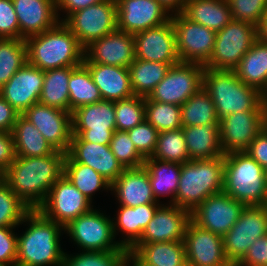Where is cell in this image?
<instances>
[{
    "mask_svg": "<svg viewBox=\"0 0 267 266\" xmlns=\"http://www.w3.org/2000/svg\"><path fill=\"white\" fill-rule=\"evenodd\" d=\"M65 156L66 153L56 150L42 157L16 156L1 179L31 210H37L64 174Z\"/></svg>",
    "mask_w": 267,
    "mask_h": 266,
    "instance_id": "1",
    "label": "cell"
},
{
    "mask_svg": "<svg viewBox=\"0 0 267 266\" xmlns=\"http://www.w3.org/2000/svg\"><path fill=\"white\" fill-rule=\"evenodd\" d=\"M24 222L28 228L17 236L16 266H60L65 253L60 244L64 228L38 210H31L20 224Z\"/></svg>",
    "mask_w": 267,
    "mask_h": 266,
    "instance_id": "2",
    "label": "cell"
},
{
    "mask_svg": "<svg viewBox=\"0 0 267 266\" xmlns=\"http://www.w3.org/2000/svg\"><path fill=\"white\" fill-rule=\"evenodd\" d=\"M25 42L28 63L42 71L77 67L84 61V47L63 22L43 33L27 37Z\"/></svg>",
    "mask_w": 267,
    "mask_h": 266,
    "instance_id": "3",
    "label": "cell"
},
{
    "mask_svg": "<svg viewBox=\"0 0 267 266\" xmlns=\"http://www.w3.org/2000/svg\"><path fill=\"white\" fill-rule=\"evenodd\" d=\"M203 88L210 95L217 118L250 110H267L264 95L242 82L234 71L204 68Z\"/></svg>",
    "mask_w": 267,
    "mask_h": 266,
    "instance_id": "4",
    "label": "cell"
},
{
    "mask_svg": "<svg viewBox=\"0 0 267 266\" xmlns=\"http://www.w3.org/2000/svg\"><path fill=\"white\" fill-rule=\"evenodd\" d=\"M224 156L190 160L181 165L174 205L193 211L209 196L223 192Z\"/></svg>",
    "mask_w": 267,
    "mask_h": 266,
    "instance_id": "5",
    "label": "cell"
},
{
    "mask_svg": "<svg viewBox=\"0 0 267 266\" xmlns=\"http://www.w3.org/2000/svg\"><path fill=\"white\" fill-rule=\"evenodd\" d=\"M223 192L246 206L267 205L266 170L244 151L224 154Z\"/></svg>",
    "mask_w": 267,
    "mask_h": 266,
    "instance_id": "6",
    "label": "cell"
},
{
    "mask_svg": "<svg viewBox=\"0 0 267 266\" xmlns=\"http://www.w3.org/2000/svg\"><path fill=\"white\" fill-rule=\"evenodd\" d=\"M256 40L255 25L232 19L216 32L214 49L204 68L233 71Z\"/></svg>",
    "mask_w": 267,
    "mask_h": 266,
    "instance_id": "7",
    "label": "cell"
},
{
    "mask_svg": "<svg viewBox=\"0 0 267 266\" xmlns=\"http://www.w3.org/2000/svg\"><path fill=\"white\" fill-rule=\"evenodd\" d=\"M116 131L114 101L101 100L72 111L71 142L109 145Z\"/></svg>",
    "mask_w": 267,
    "mask_h": 266,
    "instance_id": "8",
    "label": "cell"
},
{
    "mask_svg": "<svg viewBox=\"0 0 267 266\" xmlns=\"http://www.w3.org/2000/svg\"><path fill=\"white\" fill-rule=\"evenodd\" d=\"M113 219L104 213L91 209L71 221L64 232L82 251H116L122 246L115 240Z\"/></svg>",
    "mask_w": 267,
    "mask_h": 266,
    "instance_id": "9",
    "label": "cell"
},
{
    "mask_svg": "<svg viewBox=\"0 0 267 266\" xmlns=\"http://www.w3.org/2000/svg\"><path fill=\"white\" fill-rule=\"evenodd\" d=\"M85 48L117 30L116 0H104L72 13L63 22Z\"/></svg>",
    "mask_w": 267,
    "mask_h": 266,
    "instance_id": "10",
    "label": "cell"
},
{
    "mask_svg": "<svg viewBox=\"0 0 267 266\" xmlns=\"http://www.w3.org/2000/svg\"><path fill=\"white\" fill-rule=\"evenodd\" d=\"M203 73L201 64L179 62L172 65L148 98L181 106L203 87Z\"/></svg>",
    "mask_w": 267,
    "mask_h": 266,
    "instance_id": "11",
    "label": "cell"
},
{
    "mask_svg": "<svg viewBox=\"0 0 267 266\" xmlns=\"http://www.w3.org/2000/svg\"><path fill=\"white\" fill-rule=\"evenodd\" d=\"M267 234V205L246 206L237 222L223 236L225 255L235 266L258 238Z\"/></svg>",
    "mask_w": 267,
    "mask_h": 266,
    "instance_id": "12",
    "label": "cell"
},
{
    "mask_svg": "<svg viewBox=\"0 0 267 266\" xmlns=\"http://www.w3.org/2000/svg\"><path fill=\"white\" fill-rule=\"evenodd\" d=\"M171 22L176 34V51L180 62L205 65L213 52L216 32L186 18L173 14Z\"/></svg>",
    "mask_w": 267,
    "mask_h": 266,
    "instance_id": "13",
    "label": "cell"
},
{
    "mask_svg": "<svg viewBox=\"0 0 267 266\" xmlns=\"http://www.w3.org/2000/svg\"><path fill=\"white\" fill-rule=\"evenodd\" d=\"M63 174L48 192L37 209L44 217L63 228L80 215L89 212L93 205Z\"/></svg>",
    "mask_w": 267,
    "mask_h": 266,
    "instance_id": "14",
    "label": "cell"
},
{
    "mask_svg": "<svg viewBox=\"0 0 267 266\" xmlns=\"http://www.w3.org/2000/svg\"><path fill=\"white\" fill-rule=\"evenodd\" d=\"M267 125V110L229 114L219 120L220 142L224 154L243 152Z\"/></svg>",
    "mask_w": 267,
    "mask_h": 266,
    "instance_id": "15",
    "label": "cell"
},
{
    "mask_svg": "<svg viewBox=\"0 0 267 266\" xmlns=\"http://www.w3.org/2000/svg\"><path fill=\"white\" fill-rule=\"evenodd\" d=\"M22 115L56 151H69L72 139V113L38 102Z\"/></svg>",
    "mask_w": 267,
    "mask_h": 266,
    "instance_id": "16",
    "label": "cell"
},
{
    "mask_svg": "<svg viewBox=\"0 0 267 266\" xmlns=\"http://www.w3.org/2000/svg\"><path fill=\"white\" fill-rule=\"evenodd\" d=\"M246 205L221 192L206 198L193 211L191 220L223 237L237 222Z\"/></svg>",
    "mask_w": 267,
    "mask_h": 266,
    "instance_id": "17",
    "label": "cell"
},
{
    "mask_svg": "<svg viewBox=\"0 0 267 266\" xmlns=\"http://www.w3.org/2000/svg\"><path fill=\"white\" fill-rule=\"evenodd\" d=\"M117 28L136 34L171 20V14L157 0H116Z\"/></svg>",
    "mask_w": 267,
    "mask_h": 266,
    "instance_id": "18",
    "label": "cell"
},
{
    "mask_svg": "<svg viewBox=\"0 0 267 266\" xmlns=\"http://www.w3.org/2000/svg\"><path fill=\"white\" fill-rule=\"evenodd\" d=\"M184 244L192 266H233L225 255L223 237L189 221Z\"/></svg>",
    "mask_w": 267,
    "mask_h": 266,
    "instance_id": "19",
    "label": "cell"
},
{
    "mask_svg": "<svg viewBox=\"0 0 267 266\" xmlns=\"http://www.w3.org/2000/svg\"><path fill=\"white\" fill-rule=\"evenodd\" d=\"M136 58L134 35L115 30L84 48V61L128 68Z\"/></svg>",
    "mask_w": 267,
    "mask_h": 266,
    "instance_id": "20",
    "label": "cell"
},
{
    "mask_svg": "<svg viewBox=\"0 0 267 266\" xmlns=\"http://www.w3.org/2000/svg\"><path fill=\"white\" fill-rule=\"evenodd\" d=\"M136 58L175 65L180 62L176 51V34L170 21L134 34Z\"/></svg>",
    "mask_w": 267,
    "mask_h": 266,
    "instance_id": "21",
    "label": "cell"
},
{
    "mask_svg": "<svg viewBox=\"0 0 267 266\" xmlns=\"http://www.w3.org/2000/svg\"><path fill=\"white\" fill-rule=\"evenodd\" d=\"M167 205V206H166ZM160 204L136 243L184 241L191 212L174 204Z\"/></svg>",
    "mask_w": 267,
    "mask_h": 266,
    "instance_id": "22",
    "label": "cell"
},
{
    "mask_svg": "<svg viewBox=\"0 0 267 266\" xmlns=\"http://www.w3.org/2000/svg\"><path fill=\"white\" fill-rule=\"evenodd\" d=\"M44 82V71L28 62L0 88V95L22 115L39 102Z\"/></svg>",
    "mask_w": 267,
    "mask_h": 266,
    "instance_id": "23",
    "label": "cell"
},
{
    "mask_svg": "<svg viewBox=\"0 0 267 266\" xmlns=\"http://www.w3.org/2000/svg\"><path fill=\"white\" fill-rule=\"evenodd\" d=\"M18 18L20 39L43 33L60 22L56 0H12Z\"/></svg>",
    "mask_w": 267,
    "mask_h": 266,
    "instance_id": "24",
    "label": "cell"
},
{
    "mask_svg": "<svg viewBox=\"0 0 267 266\" xmlns=\"http://www.w3.org/2000/svg\"><path fill=\"white\" fill-rule=\"evenodd\" d=\"M67 154L77 163L89 166L112 184L125 168L109 145L91 142H70Z\"/></svg>",
    "mask_w": 267,
    "mask_h": 266,
    "instance_id": "25",
    "label": "cell"
},
{
    "mask_svg": "<svg viewBox=\"0 0 267 266\" xmlns=\"http://www.w3.org/2000/svg\"><path fill=\"white\" fill-rule=\"evenodd\" d=\"M111 191L122 206L160 204L154 197L149 174L144 167L125 169L111 184Z\"/></svg>",
    "mask_w": 267,
    "mask_h": 266,
    "instance_id": "26",
    "label": "cell"
},
{
    "mask_svg": "<svg viewBox=\"0 0 267 266\" xmlns=\"http://www.w3.org/2000/svg\"><path fill=\"white\" fill-rule=\"evenodd\" d=\"M103 100L118 101L134 96L128 68L83 62Z\"/></svg>",
    "mask_w": 267,
    "mask_h": 266,
    "instance_id": "27",
    "label": "cell"
},
{
    "mask_svg": "<svg viewBox=\"0 0 267 266\" xmlns=\"http://www.w3.org/2000/svg\"><path fill=\"white\" fill-rule=\"evenodd\" d=\"M160 204H144L136 207H128L120 205L117 217L113 218L114 235H117L118 230L124 233L126 238L119 241V244L129 250L141 237L143 230L152 220L157 207Z\"/></svg>",
    "mask_w": 267,
    "mask_h": 266,
    "instance_id": "28",
    "label": "cell"
},
{
    "mask_svg": "<svg viewBox=\"0 0 267 266\" xmlns=\"http://www.w3.org/2000/svg\"><path fill=\"white\" fill-rule=\"evenodd\" d=\"M189 160L213 159L224 156L219 124L182 127Z\"/></svg>",
    "mask_w": 267,
    "mask_h": 266,
    "instance_id": "29",
    "label": "cell"
},
{
    "mask_svg": "<svg viewBox=\"0 0 267 266\" xmlns=\"http://www.w3.org/2000/svg\"><path fill=\"white\" fill-rule=\"evenodd\" d=\"M182 14L215 32L233 19L227 0H187Z\"/></svg>",
    "mask_w": 267,
    "mask_h": 266,
    "instance_id": "30",
    "label": "cell"
},
{
    "mask_svg": "<svg viewBox=\"0 0 267 266\" xmlns=\"http://www.w3.org/2000/svg\"><path fill=\"white\" fill-rule=\"evenodd\" d=\"M246 85L267 92V43L257 39L233 70Z\"/></svg>",
    "mask_w": 267,
    "mask_h": 266,
    "instance_id": "31",
    "label": "cell"
},
{
    "mask_svg": "<svg viewBox=\"0 0 267 266\" xmlns=\"http://www.w3.org/2000/svg\"><path fill=\"white\" fill-rule=\"evenodd\" d=\"M129 250L150 266H182L187 262L184 241L135 243Z\"/></svg>",
    "mask_w": 267,
    "mask_h": 266,
    "instance_id": "32",
    "label": "cell"
},
{
    "mask_svg": "<svg viewBox=\"0 0 267 266\" xmlns=\"http://www.w3.org/2000/svg\"><path fill=\"white\" fill-rule=\"evenodd\" d=\"M143 167L149 174L155 199L159 202L160 197L167 195L171 197L169 203L173 204L179 187L181 164L147 158Z\"/></svg>",
    "mask_w": 267,
    "mask_h": 266,
    "instance_id": "33",
    "label": "cell"
},
{
    "mask_svg": "<svg viewBox=\"0 0 267 266\" xmlns=\"http://www.w3.org/2000/svg\"><path fill=\"white\" fill-rule=\"evenodd\" d=\"M11 134L13 136L16 156L42 157L55 151L38 129L23 115L17 117Z\"/></svg>",
    "mask_w": 267,
    "mask_h": 266,
    "instance_id": "34",
    "label": "cell"
},
{
    "mask_svg": "<svg viewBox=\"0 0 267 266\" xmlns=\"http://www.w3.org/2000/svg\"><path fill=\"white\" fill-rule=\"evenodd\" d=\"M170 67V64L135 59L128 67L134 95L148 97Z\"/></svg>",
    "mask_w": 267,
    "mask_h": 266,
    "instance_id": "35",
    "label": "cell"
},
{
    "mask_svg": "<svg viewBox=\"0 0 267 266\" xmlns=\"http://www.w3.org/2000/svg\"><path fill=\"white\" fill-rule=\"evenodd\" d=\"M68 89L70 113L76 108L102 100L89 69L83 63L77 67H71Z\"/></svg>",
    "mask_w": 267,
    "mask_h": 266,
    "instance_id": "36",
    "label": "cell"
},
{
    "mask_svg": "<svg viewBox=\"0 0 267 266\" xmlns=\"http://www.w3.org/2000/svg\"><path fill=\"white\" fill-rule=\"evenodd\" d=\"M71 67L44 71V82L39 102L69 112V89Z\"/></svg>",
    "mask_w": 267,
    "mask_h": 266,
    "instance_id": "37",
    "label": "cell"
},
{
    "mask_svg": "<svg viewBox=\"0 0 267 266\" xmlns=\"http://www.w3.org/2000/svg\"><path fill=\"white\" fill-rule=\"evenodd\" d=\"M64 175L92 202V196L100 189L111 190V184L89 166L75 162L67 153L64 159Z\"/></svg>",
    "mask_w": 267,
    "mask_h": 266,
    "instance_id": "38",
    "label": "cell"
},
{
    "mask_svg": "<svg viewBox=\"0 0 267 266\" xmlns=\"http://www.w3.org/2000/svg\"><path fill=\"white\" fill-rule=\"evenodd\" d=\"M181 121L182 127L219 124L213 101L203 87L181 105Z\"/></svg>",
    "mask_w": 267,
    "mask_h": 266,
    "instance_id": "39",
    "label": "cell"
},
{
    "mask_svg": "<svg viewBox=\"0 0 267 266\" xmlns=\"http://www.w3.org/2000/svg\"><path fill=\"white\" fill-rule=\"evenodd\" d=\"M27 62L25 39L0 38V88Z\"/></svg>",
    "mask_w": 267,
    "mask_h": 266,
    "instance_id": "40",
    "label": "cell"
},
{
    "mask_svg": "<svg viewBox=\"0 0 267 266\" xmlns=\"http://www.w3.org/2000/svg\"><path fill=\"white\" fill-rule=\"evenodd\" d=\"M151 158L181 165L190 161L182 128L160 132Z\"/></svg>",
    "mask_w": 267,
    "mask_h": 266,
    "instance_id": "41",
    "label": "cell"
},
{
    "mask_svg": "<svg viewBox=\"0 0 267 266\" xmlns=\"http://www.w3.org/2000/svg\"><path fill=\"white\" fill-rule=\"evenodd\" d=\"M145 119L160 133L182 128L181 106L145 97Z\"/></svg>",
    "mask_w": 267,
    "mask_h": 266,
    "instance_id": "42",
    "label": "cell"
},
{
    "mask_svg": "<svg viewBox=\"0 0 267 266\" xmlns=\"http://www.w3.org/2000/svg\"><path fill=\"white\" fill-rule=\"evenodd\" d=\"M127 252L123 247L116 251H82L76 255L65 252L60 266H124Z\"/></svg>",
    "mask_w": 267,
    "mask_h": 266,
    "instance_id": "43",
    "label": "cell"
},
{
    "mask_svg": "<svg viewBox=\"0 0 267 266\" xmlns=\"http://www.w3.org/2000/svg\"><path fill=\"white\" fill-rule=\"evenodd\" d=\"M31 209L0 180V227H16Z\"/></svg>",
    "mask_w": 267,
    "mask_h": 266,
    "instance_id": "44",
    "label": "cell"
},
{
    "mask_svg": "<svg viewBox=\"0 0 267 266\" xmlns=\"http://www.w3.org/2000/svg\"><path fill=\"white\" fill-rule=\"evenodd\" d=\"M116 130L128 131L145 120V97L132 96L114 101Z\"/></svg>",
    "mask_w": 267,
    "mask_h": 266,
    "instance_id": "45",
    "label": "cell"
},
{
    "mask_svg": "<svg viewBox=\"0 0 267 266\" xmlns=\"http://www.w3.org/2000/svg\"><path fill=\"white\" fill-rule=\"evenodd\" d=\"M109 146L125 169L143 167L145 159L139 154L127 132L114 131Z\"/></svg>",
    "mask_w": 267,
    "mask_h": 266,
    "instance_id": "46",
    "label": "cell"
},
{
    "mask_svg": "<svg viewBox=\"0 0 267 266\" xmlns=\"http://www.w3.org/2000/svg\"><path fill=\"white\" fill-rule=\"evenodd\" d=\"M234 20L247 22L256 27L267 11V0H227Z\"/></svg>",
    "mask_w": 267,
    "mask_h": 266,
    "instance_id": "47",
    "label": "cell"
},
{
    "mask_svg": "<svg viewBox=\"0 0 267 266\" xmlns=\"http://www.w3.org/2000/svg\"><path fill=\"white\" fill-rule=\"evenodd\" d=\"M126 132L139 154L144 159L151 158L156 148L159 132L146 119Z\"/></svg>",
    "mask_w": 267,
    "mask_h": 266,
    "instance_id": "48",
    "label": "cell"
},
{
    "mask_svg": "<svg viewBox=\"0 0 267 266\" xmlns=\"http://www.w3.org/2000/svg\"><path fill=\"white\" fill-rule=\"evenodd\" d=\"M0 38L20 39L18 18L12 0H0Z\"/></svg>",
    "mask_w": 267,
    "mask_h": 266,
    "instance_id": "49",
    "label": "cell"
},
{
    "mask_svg": "<svg viewBox=\"0 0 267 266\" xmlns=\"http://www.w3.org/2000/svg\"><path fill=\"white\" fill-rule=\"evenodd\" d=\"M16 227H0V263L15 265L17 261Z\"/></svg>",
    "mask_w": 267,
    "mask_h": 266,
    "instance_id": "50",
    "label": "cell"
},
{
    "mask_svg": "<svg viewBox=\"0 0 267 266\" xmlns=\"http://www.w3.org/2000/svg\"><path fill=\"white\" fill-rule=\"evenodd\" d=\"M235 266H267V234L256 239Z\"/></svg>",
    "mask_w": 267,
    "mask_h": 266,
    "instance_id": "51",
    "label": "cell"
},
{
    "mask_svg": "<svg viewBox=\"0 0 267 266\" xmlns=\"http://www.w3.org/2000/svg\"><path fill=\"white\" fill-rule=\"evenodd\" d=\"M244 152L267 170V125L257 134Z\"/></svg>",
    "mask_w": 267,
    "mask_h": 266,
    "instance_id": "52",
    "label": "cell"
},
{
    "mask_svg": "<svg viewBox=\"0 0 267 266\" xmlns=\"http://www.w3.org/2000/svg\"><path fill=\"white\" fill-rule=\"evenodd\" d=\"M16 152L11 132L0 131V173L15 161Z\"/></svg>",
    "mask_w": 267,
    "mask_h": 266,
    "instance_id": "53",
    "label": "cell"
},
{
    "mask_svg": "<svg viewBox=\"0 0 267 266\" xmlns=\"http://www.w3.org/2000/svg\"><path fill=\"white\" fill-rule=\"evenodd\" d=\"M19 113L0 95V131L12 132Z\"/></svg>",
    "mask_w": 267,
    "mask_h": 266,
    "instance_id": "54",
    "label": "cell"
},
{
    "mask_svg": "<svg viewBox=\"0 0 267 266\" xmlns=\"http://www.w3.org/2000/svg\"><path fill=\"white\" fill-rule=\"evenodd\" d=\"M102 1L104 0H56L57 13L59 10L67 13L64 18L60 19V22H64L72 13Z\"/></svg>",
    "mask_w": 267,
    "mask_h": 266,
    "instance_id": "55",
    "label": "cell"
},
{
    "mask_svg": "<svg viewBox=\"0 0 267 266\" xmlns=\"http://www.w3.org/2000/svg\"><path fill=\"white\" fill-rule=\"evenodd\" d=\"M168 12L173 14L182 13L187 0H157Z\"/></svg>",
    "mask_w": 267,
    "mask_h": 266,
    "instance_id": "56",
    "label": "cell"
},
{
    "mask_svg": "<svg viewBox=\"0 0 267 266\" xmlns=\"http://www.w3.org/2000/svg\"><path fill=\"white\" fill-rule=\"evenodd\" d=\"M257 39L267 43V11L262 16L261 21L257 26Z\"/></svg>",
    "mask_w": 267,
    "mask_h": 266,
    "instance_id": "57",
    "label": "cell"
},
{
    "mask_svg": "<svg viewBox=\"0 0 267 266\" xmlns=\"http://www.w3.org/2000/svg\"><path fill=\"white\" fill-rule=\"evenodd\" d=\"M124 266H150L144 263L133 251L128 250Z\"/></svg>",
    "mask_w": 267,
    "mask_h": 266,
    "instance_id": "58",
    "label": "cell"
},
{
    "mask_svg": "<svg viewBox=\"0 0 267 266\" xmlns=\"http://www.w3.org/2000/svg\"><path fill=\"white\" fill-rule=\"evenodd\" d=\"M0 266H15V265H8V264L0 263Z\"/></svg>",
    "mask_w": 267,
    "mask_h": 266,
    "instance_id": "59",
    "label": "cell"
},
{
    "mask_svg": "<svg viewBox=\"0 0 267 266\" xmlns=\"http://www.w3.org/2000/svg\"><path fill=\"white\" fill-rule=\"evenodd\" d=\"M264 100H265V102H266V104H267V92H266V94L264 95Z\"/></svg>",
    "mask_w": 267,
    "mask_h": 266,
    "instance_id": "60",
    "label": "cell"
},
{
    "mask_svg": "<svg viewBox=\"0 0 267 266\" xmlns=\"http://www.w3.org/2000/svg\"><path fill=\"white\" fill-rule=\"evenodd\" d=\"M182 266H192L190 263L186 262L184 265Z\"/></svg>",
    "mask_w": 267,
    "mask_h": 266,
    "instance_id": "61",
    "label": "cell"
}]
</instances>
